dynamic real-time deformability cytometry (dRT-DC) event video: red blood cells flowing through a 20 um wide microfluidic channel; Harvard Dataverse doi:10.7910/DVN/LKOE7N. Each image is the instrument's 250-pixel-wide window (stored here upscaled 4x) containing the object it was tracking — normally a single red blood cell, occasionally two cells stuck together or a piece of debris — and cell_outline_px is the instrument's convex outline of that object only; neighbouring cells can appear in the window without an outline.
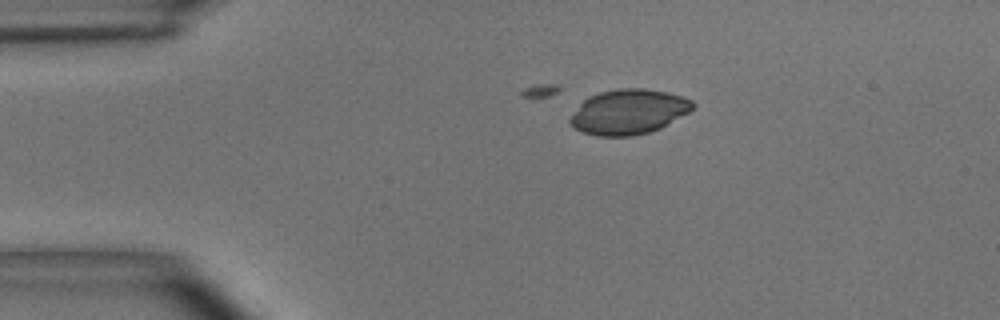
{"species": "common noctule bat (a hibernating species)", "species_latin": "Nyctalus noctula", "temperature_condition": "room temperature", "stored_images_in_passage": 4, "camera_frame_rate_fps": 3000, "um_per_image_px": 0.085, "animal": {"sex": "male", "body_mass_g": 15.6}, "frame": {"image": 1, "passage_image": 1, "time_ms": 0.0, "image_size_px": [1000, 320], "cell_outline_px": [[696, 104], [688, 112], [660, 128], [648, 132], [632, 136], [596, 136], [572, 128], [568, 120], [580, 104], [588, 96], [600, 92], [620, 88], [644, 88], [668, 92], [692, 100]], "centroid_in_image_um": [53.41, 9.5], "position_along_channel_um": 31.6, "area_um2": 32.02}}